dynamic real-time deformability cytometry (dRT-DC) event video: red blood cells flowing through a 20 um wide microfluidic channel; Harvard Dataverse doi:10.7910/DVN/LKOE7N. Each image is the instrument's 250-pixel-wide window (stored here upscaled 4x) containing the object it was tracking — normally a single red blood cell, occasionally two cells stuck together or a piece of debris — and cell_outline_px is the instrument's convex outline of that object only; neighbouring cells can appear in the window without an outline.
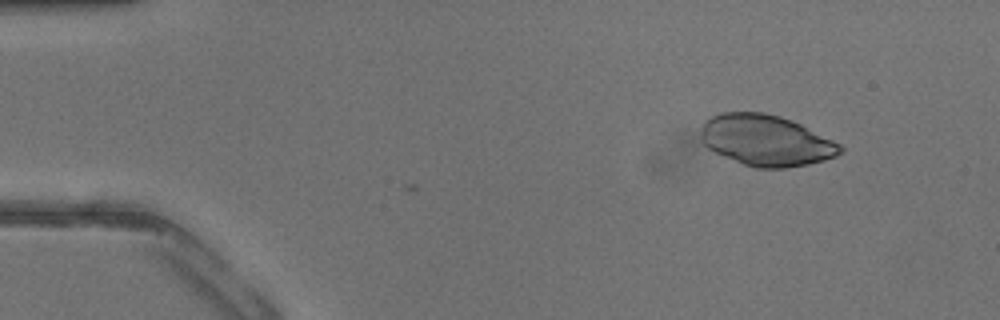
{"species": "common noctule bat (a hibernating species)", "species_latin": "Nyctalus noctula", "temperature_condition": "warm", "stored_images_in_passage": 2, "camera_frame_rate_fps": 3000, "um_per_image_px": 0.085, "animal": {"sex": "male", "body_mass_g": 13.3}, "frame": {"image": 1, "passage_image": 2, "time_ms": 0.333, "image_size_px": [1000, 320], "cell_outline_px": [[844, 152], [836, 156], [824, 160], [808, 164], [784, 168], [756, 168], [744, 164], [724, 156], [708, 148], [700, 140], [700, 128], [704, 120], [720, 112], [764, 112], [780, 116], [792, 120], [840, 144], [844, 148]], "centroid_in_image_um": [65.09, 11.92], "position_along_channel_um": 19.9, "area_um2": 41.5}}